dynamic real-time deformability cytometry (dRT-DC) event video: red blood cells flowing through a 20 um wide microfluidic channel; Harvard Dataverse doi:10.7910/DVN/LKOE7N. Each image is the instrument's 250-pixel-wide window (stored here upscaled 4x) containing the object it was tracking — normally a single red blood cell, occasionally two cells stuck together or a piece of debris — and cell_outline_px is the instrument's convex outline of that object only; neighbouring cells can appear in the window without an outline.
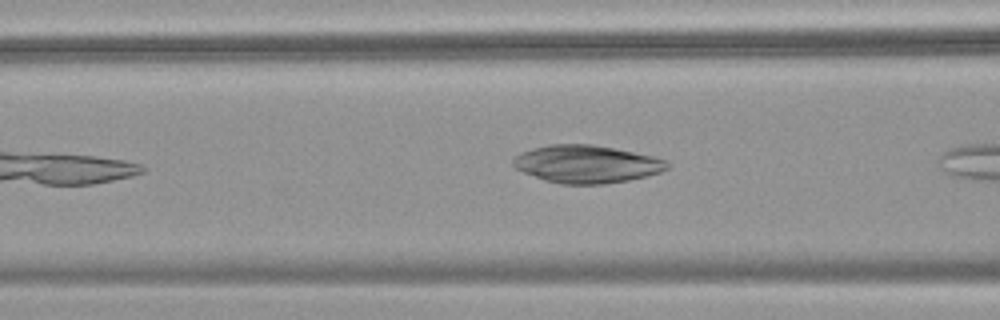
{"species": "common noctule bat (a hibernating species)", "species_latin": "Nyctalus noctula", "temperature_condition": "warm", "stored_images_in_passage": 6, "camera_frame_rate_fps": 3000, "um_per_image_px": 0.085, "animal": {"sex": "female", "body_mass_g": 18.4}, "frame": {"image": 1, "passage_image": 5, "time_ms": 1.333, "image_size_px": [1000, 320], "cell_outline_px": [[668, 168], [660, 172], [628, 180], [604, 184], [560, 184], [544, 180], [524, 172], [516, 168], [512, 164], [512, 160], [520, 152], [532, 148], [548, 144], [592, 144], [652, 156], [668, 160]], "centroid_in_image_um": [49.83, 13.94], "position_along_channel_um": 116.8, "area_um2": 33.7}}